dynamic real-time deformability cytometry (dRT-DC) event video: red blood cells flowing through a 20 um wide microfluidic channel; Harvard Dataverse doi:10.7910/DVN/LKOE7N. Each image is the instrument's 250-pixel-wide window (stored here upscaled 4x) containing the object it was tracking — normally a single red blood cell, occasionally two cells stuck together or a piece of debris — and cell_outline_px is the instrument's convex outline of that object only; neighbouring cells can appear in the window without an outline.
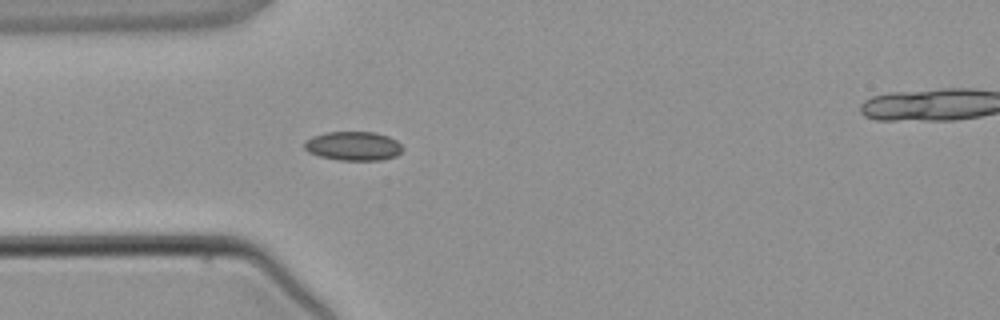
{"species": "common noctule bat (a hibernating species)", "species_latin": "Nyctalus noctula", "temperature_condition": "warm", "stored_images_in_passage": 3, "segment_of_instrument_passage": [1, 2], "camera_frame_rate_fps": 3000, "um_per_image_px": 0.085, "animal": {"sex": "male", "body_mass_g": 21.5, "forearm_length_mm": 52.0}, "frame": {"image": 1, "passage_image": 2, "time_ms": 1.0, "image_size_px": [1000, 320], "cell_outline_px": [[404, 148], [396, 156], [380, 160], [336, 160], [320, 156], [308, 152], [304, 148], [304, 140], [312, 136], [324, 132], [376, 132], [388, 136], [396, 140]], "centroid_in_image_um": [30.01, 12.4], "position_along_channel_um": 55.0, "area_um2": 16.76}}